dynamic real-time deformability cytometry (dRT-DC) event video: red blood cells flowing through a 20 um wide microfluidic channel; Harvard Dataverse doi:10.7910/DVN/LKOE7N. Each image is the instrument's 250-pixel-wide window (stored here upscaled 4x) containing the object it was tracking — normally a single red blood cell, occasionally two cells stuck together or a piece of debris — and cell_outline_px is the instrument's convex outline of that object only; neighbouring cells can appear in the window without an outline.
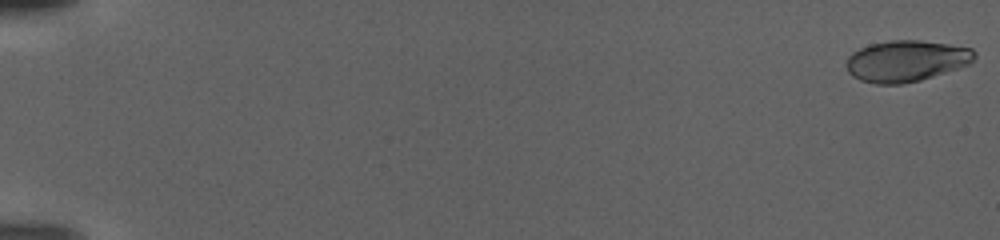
{"species": "human", "species_latin": "Homo sapiens", "temperature_condition": "warm", "stored_images_in_passage": 111, "camera_frame_rate_fps": 3000, "um_per_image_px": 0.085, "donor": {"sex": "female"}, "frame": {"image": 1, "passage_image": 2, "time_ms": 0.333, "image_size_px": [1000, 240], "cell_outline_px": [[976, 56], [968, 64], [920, 80], [904, 84], [876, 84], [860, 80], [852, 76], [848, 72], [848, 56], [852, 52], [860, 48], [872, 44], [888, 40], [920, 40], [948, 44], [972, 48], [976, 52]], "centroid_in_image_um": [77.02, 5.17], "position_along_channel_um": 8.0, "area_um2": 30.58}}
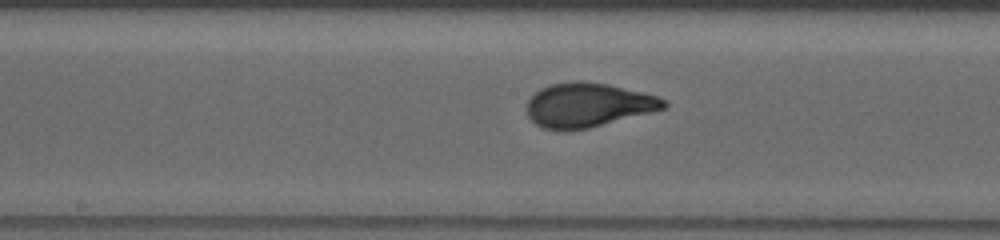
{"frame": {"image": 2, "passage_image": 62, "time_ms": 20.333, "image_size_px": [1000, 240], "cell_outline_px": [[668, 104], [664, 108], [588, 128], [568, 132], [560, 132], [540, 128], [528, 116], [524, 108], [528, 100], [540, 88], [552, 84], [576, 80], [580, 80], [608, 84], [660, 96], [668, 100]], "centroid_in_image_um": [49.92, 8.94], "position_along_channel_um": 198.3, "area_um2": 35.66}}
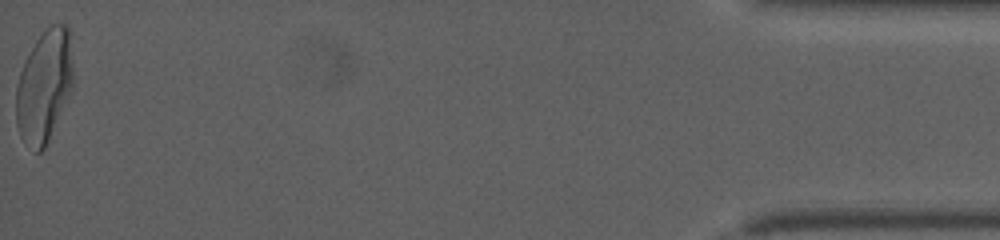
{"frame": {"image": 3, "passage_image": 111, "time_ms": 36.667, "image_size_px": [1000, 240], "cell_outline_px": [[72, 88], [48, 140], [44, 148], [40, 152], [36, 152], [24, 144], [20, 136], [16, 124], [16, 88], [20, 72], [24, 60], [36, 40], [52, 24], [64, 24], [68, 28], [72, 68]], "centroid_in_image_um": [3.72, 7.36], "position_along_channel_um": 431.5, "area_um2": 36.82}}